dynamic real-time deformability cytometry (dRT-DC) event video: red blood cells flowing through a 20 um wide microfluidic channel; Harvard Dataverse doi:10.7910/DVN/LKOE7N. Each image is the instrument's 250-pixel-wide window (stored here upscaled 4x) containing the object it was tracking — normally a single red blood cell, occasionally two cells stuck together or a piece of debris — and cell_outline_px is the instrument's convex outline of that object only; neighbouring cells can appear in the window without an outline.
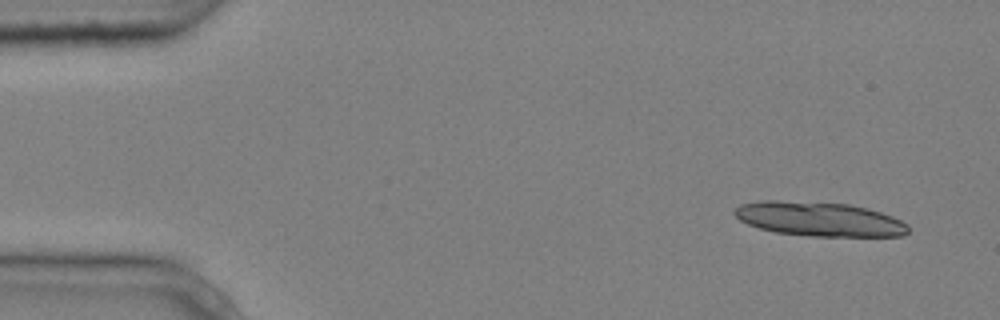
{"species": "common noctule bat (a hibernating species)", "species_latin": "Nyctalus noctula", "temperature_condition": "cold", "stored_images_in_passage": 6, "camera_frame_rate_fps": 3000, "um_per_image_px": 0.085, "animal": {"sex": "male", "body_mass_g": 20.4}, "frame": {"image": 1, "passage_image": 1, "time_ms": 0.0, "image_size_px": [1000, 320], "cell_outline_px": [[908, 232], [904, 236], [808, 236], [776, 232], [760, 228], [748, 224], [740, 220], [732, 212], [740, 204], [760, 200], [776, 200], [848, 204], [868, 208], [892, 216], [908, 224]], "centroid_in_image_um": [69.63, 18.62], "position_along_channel_um": 15.4, "area_um2": 34.68}}
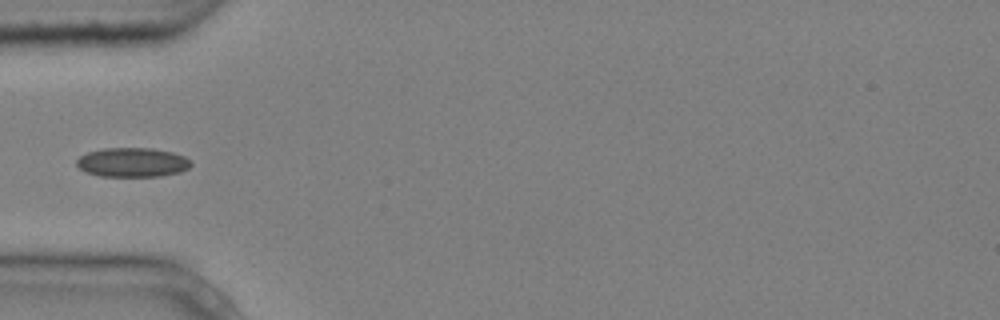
{"frame": {"image": 2, "passage_image": 5, "time_ms": 1.333, "image_size_px": [1000, 320], "cell_outline_px": [[192, 164], [188, 168], [180, 172], [160, 176], [100, 176], [84, 172], [76, 164], [76, 160], [80, 156], [88, 152], [104, 148], [152, 148], [172, 152], [184, 156]], "centroid_in_image_um": [11.23, 13.8], "position_along_channel_um": 73.8, "area_um2": 19.48}}
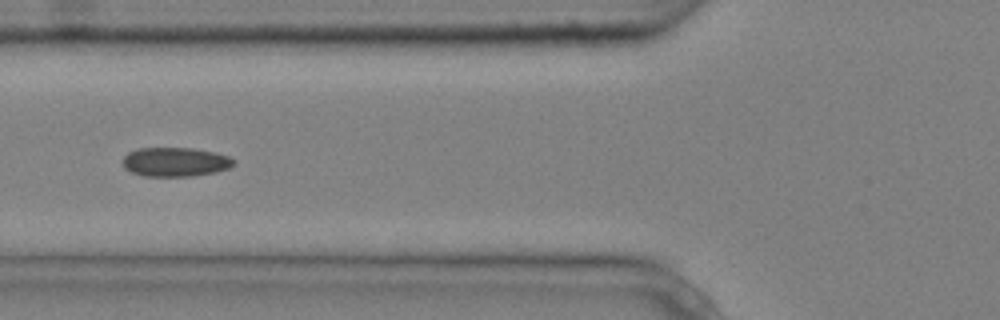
{"frame": {"image": 3, "passage_image": 6, "time_ms": 1.667, "image_size_px": [1000, 320], "cell_outline_px": [[236, 164], [228, 168], [216, 172], [192, 176], [144, 176], [132, 172], [124, 168], [124, 156], [128, 152], [136, 148], [192, 148], [216, 152], [228, 156], [236, 160]], "centroid_in_image_um": [14.93, 13.76], "position_along_channel_um": 110.9, "area_um2": 18.96}}